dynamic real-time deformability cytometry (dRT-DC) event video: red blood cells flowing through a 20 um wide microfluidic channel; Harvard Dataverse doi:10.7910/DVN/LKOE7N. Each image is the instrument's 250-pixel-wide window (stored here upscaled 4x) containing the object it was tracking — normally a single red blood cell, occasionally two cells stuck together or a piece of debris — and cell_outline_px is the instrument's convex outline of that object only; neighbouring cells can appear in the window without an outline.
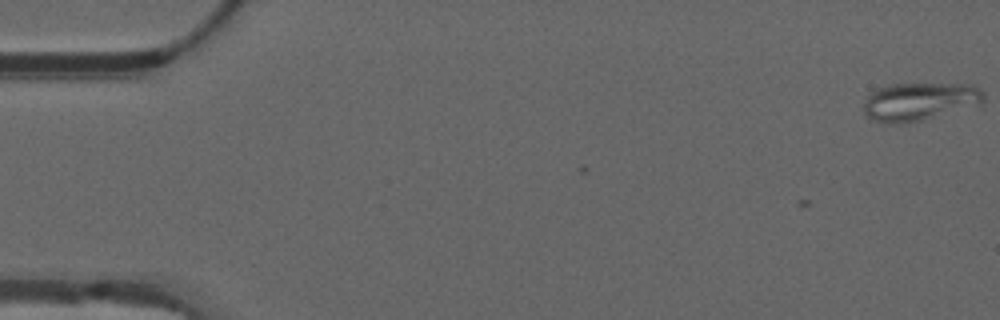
{"species": "common noctule bat (a hibernating species)", "species_latin": "Nyctalus noctula", "temperature_condition": "warm", "stored_images_in_passage": 3, "camera_frame_rate_fps": 3000, "um_per_image_px": 0.085, "animal": {"sex": "male", "forearm_length_mm": 52.5}, "frame": {"image": 1, "passage_image": 3, "time_ms": 0.667, "image_size_px": [1000, 320], "cell_outline_px": [[984, 100], [980, 104], [920, 120], [904, 124], [888, 124], [872, 120], [864, 116], [864, 100], [872, 92], [880, 88], [892, 84], [972, 84], [980, 88], [984, 92]], "centroid_in_image_um": [78.13, 8.63], "position_along_channel_um": 6.9, "area_um2": 26.53}}